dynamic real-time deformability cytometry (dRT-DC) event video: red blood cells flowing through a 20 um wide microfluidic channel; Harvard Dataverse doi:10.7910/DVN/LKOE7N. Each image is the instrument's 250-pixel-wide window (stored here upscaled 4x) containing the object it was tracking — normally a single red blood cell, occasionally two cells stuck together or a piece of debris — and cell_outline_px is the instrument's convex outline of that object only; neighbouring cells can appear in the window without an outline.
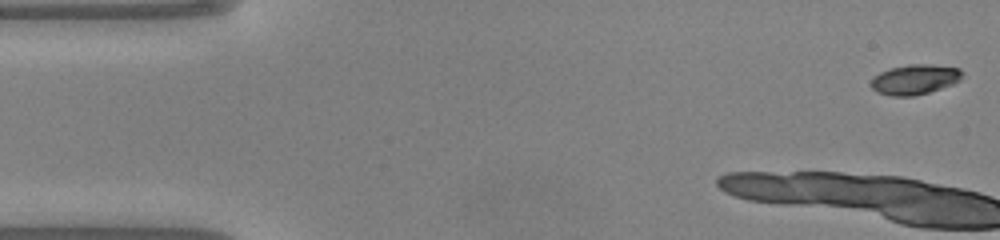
{"species": "common noctule bat (a hibernating species)", "species_latin": "Nyctalus noctula", "temperature_condition": "warm", "stored_images_in_passage": 9, "camera_frame_rate_fps": 3000, "um_per_image_px": 0.085, "animal": {"sex": "male", "body_mass_g": 20.0, "forearm_length_mm": 53.3}, "frame": {"image": 1, "passage_image": 1, "time_ms": 0.0, "image_size_px": [1000, 240], "cell_outline_px": [[960, 80], [952, 84], [928, 92], [912, 96], [892, 96], [876, 92], [868, 84], [872, 76], [880, 72], [892, 68], [908, 64], [924, 64], [960, 68]], "centroid_in_image_um": [77.67, 6.76], "position_along_channel_um": 7.3, "area_um2": 15.84}}